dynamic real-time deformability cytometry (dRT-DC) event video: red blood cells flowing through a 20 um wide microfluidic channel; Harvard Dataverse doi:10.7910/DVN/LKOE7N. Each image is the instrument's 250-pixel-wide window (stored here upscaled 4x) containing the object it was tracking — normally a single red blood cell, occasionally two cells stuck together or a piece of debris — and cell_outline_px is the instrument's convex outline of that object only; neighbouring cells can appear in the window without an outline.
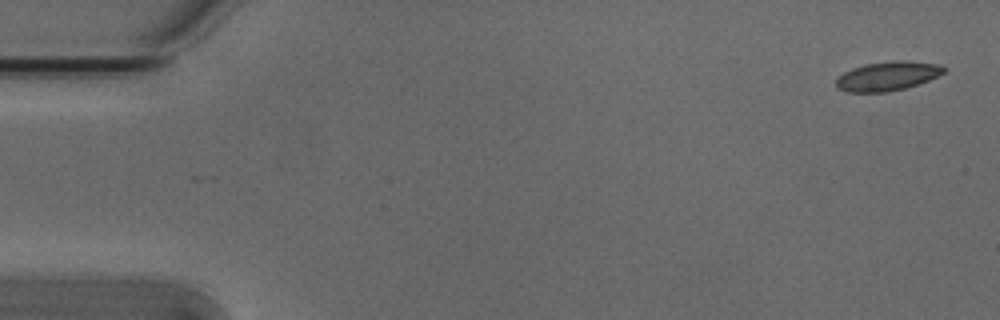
{"species": "Egyptian fruit bat (a non-hibernating species)", "species_latin": "Rousettus aegyptiacus", "temperature_condition": "cold", "stored_images_in_passage": 5, "camera_frame_rate_fps": 3000, "um_per_image_px": 0.085, "animal": {"sex": "male"}, "frame": {"image": 1, "passage_image": 1, "time_ms": 0.0, "image_size_px": [1000, 320], "cell_outline_px": [[948, 68], [944, 72], [928, 80], [904, 88], [888, 92], [848, 92], [836, 88], [836, 80], [844, 72], [852, 68], [864, 64], [896, 60], [908, 60], [940, 64]], "centroid_in_image_um": [75.44, 6.45], "position_along_channel_um": 9.6, "area_um2": 18.32}}
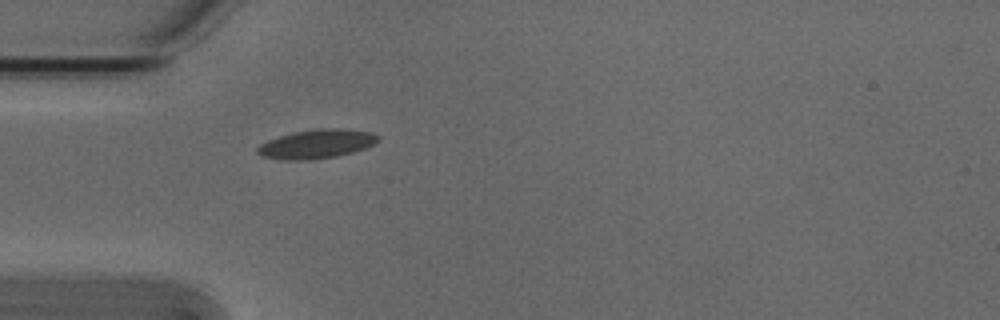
{"frame": {"image": 2, "passage_image": 5, "time_ms": 1.333, "image_size_px": [1000, 320], "cell_outline_px": [[380, 140], [364, 148], [352, 152], [336, 156], [300, 160], [288, 160], [260, 156], [256, 152], [256, 148], [260, 144], [268, 140], [292, 132], [320, 128], [344, 128], [372, 132], [380, 136]], "centroid_in_image_um": [26.91, 12.22], "position_along_channel_um": 58.1, "area_um2": 20.29}}